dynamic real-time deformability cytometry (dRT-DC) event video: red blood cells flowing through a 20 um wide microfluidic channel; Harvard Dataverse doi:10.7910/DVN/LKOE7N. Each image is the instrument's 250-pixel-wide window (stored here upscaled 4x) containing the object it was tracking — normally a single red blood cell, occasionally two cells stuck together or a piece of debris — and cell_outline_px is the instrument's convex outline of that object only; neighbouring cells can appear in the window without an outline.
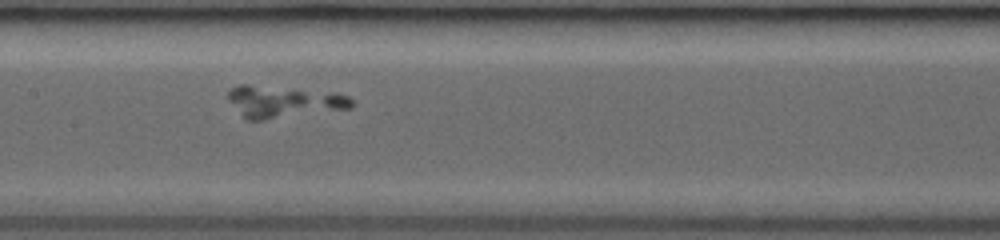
{"species": "common noctule bat (a hibernating species)", "species_latin": "Nyctalus noctula", "temperature_condition": "room temperature", "stored_images_in_passage": 29, "camera_frame_rate_fps": 3000, "um_per_image_px": 0.085, "animal": {"sex": "female", "body_mass_g": 19.0, "forearm_length_mm": 53.3}, "frame": {"image": 1, "passage_image": 13, "time_ms": 4.333, "image_size_px": [1000, 240], "cell_outline_px": [[356, 104], [352, 108], [264, 120], [248, 120], [228, 100], [228, 92], [236, 84], [248, 84], [336, 92], [348, 96]], "centroid_in_image_um": [24.15, 8.63], "position_along_channel_um": 183.3, "area_um2": 23.06}}
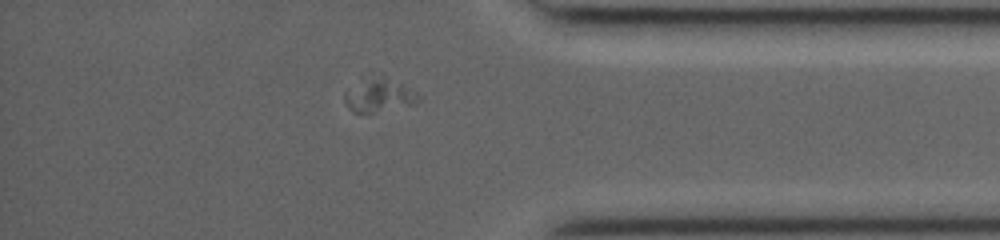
{"frame": {"image": 2, "passage_image": 26, "time_ms": 9.667, "image_size_px": [1000, 240], "cell_outline_px": [[420, 100], [416, 104], [372, 112], [352, 112], [348, 108], [344, 100], [344, 92], [368, 80], [380, 80], [400, 84], [408, 88], [420, 96]], "centroid_in_image_um": [32.22, 8.21], "position_along_channel_um": 403.0, "area_um2": 13.01}}